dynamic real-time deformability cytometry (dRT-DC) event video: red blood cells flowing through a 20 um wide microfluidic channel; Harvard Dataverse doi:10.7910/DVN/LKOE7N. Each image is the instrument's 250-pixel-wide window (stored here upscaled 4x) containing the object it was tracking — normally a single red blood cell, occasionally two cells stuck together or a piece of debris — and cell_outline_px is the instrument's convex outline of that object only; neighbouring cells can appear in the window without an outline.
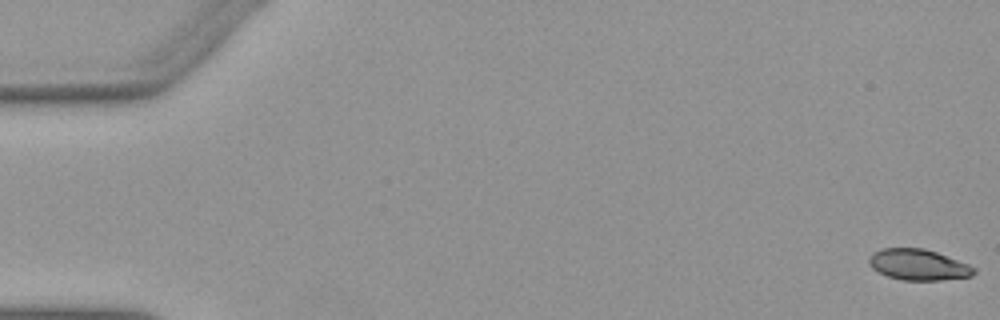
{"species": "Egyptian fruit bat (a non-hibernating species)", "species_latin": "Rousettus aegyptiacus", "temperature_condition": "warm", "stored_images_in_passage": 53, "camera_frame_rate_fps": 3000, "um_per_image_px": 0.085, "animal": {"sex": "female"}, "frame": {"image": 1, "passage_image": 1, "time_ms": 0.0, "image_size_px": [1000, 320], "cell_outline_px": [[976, 272], [972, 276], [940, 280], [904, 280], [888, 276], [872, 268], [868, 264], [868, 260], [872, 252], [880, 248], [924, 248], [936, 252], [968, 264], [976, 268]], "centroid_in_image_um": [78.04, 22.49], "position_along_channel_um": 7.0, "area_um2": 18.9}}
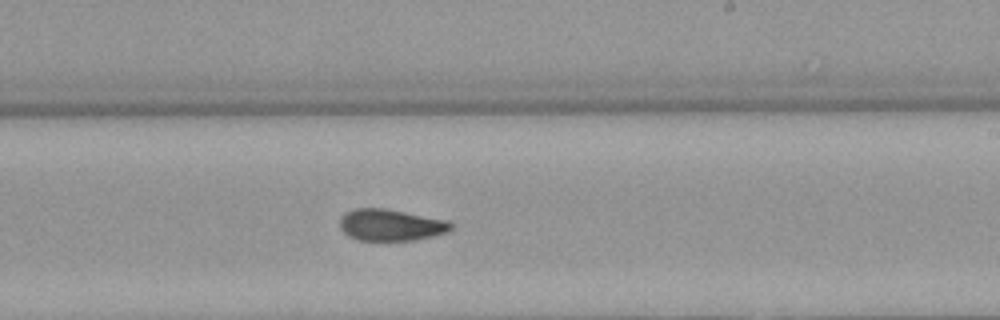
{"frame": {"image": 2, "passage_image": 32, "time_ms": 10.333, "image_size_px": [1000, 320], "cell_outline_px": [[456, 224], [448, 232], [432, 236], [412, 240], [356, 240], [348, 236], [340, 228], [340, 216], [344, 212], [352, 208], [384, 208], [448, 220]], "centroid_in_image_um": [33.2, 19.11], "position_along_channel_um": 255.8, "area_um2": 20.69}}
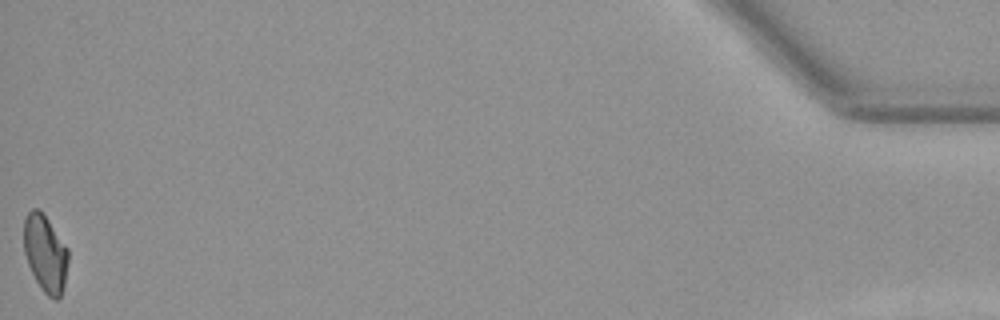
{"frame": {"image": 3, "passage_image": 53, "time_ms": 17.333, "image_size_px": [1000, 320], "cell_outline_px": [[68, 260], [64, 284], [60, 300], [52, 300], [44, 292], [36, 280], [28, 264], [24, 252], [24, 220], [28, 212], [32, 208], [36, 208], [48, 220], [68, 248]], "centroid_in_image_um": [3.86, 21.57], "position_along_channel_um": 431.3, "area_um2": 19.77}, "authors_computed_cell_mechanics": {"area_um2": 20.808, "velocity_mm_per_s": 3.91, "shape_relaxation_time_tau1_ms": null, "shape_relaxation_time_tau2_ms": 2.0654, "deformation_change_tau1": null, "deformation_change_tau2": 0.0677}}